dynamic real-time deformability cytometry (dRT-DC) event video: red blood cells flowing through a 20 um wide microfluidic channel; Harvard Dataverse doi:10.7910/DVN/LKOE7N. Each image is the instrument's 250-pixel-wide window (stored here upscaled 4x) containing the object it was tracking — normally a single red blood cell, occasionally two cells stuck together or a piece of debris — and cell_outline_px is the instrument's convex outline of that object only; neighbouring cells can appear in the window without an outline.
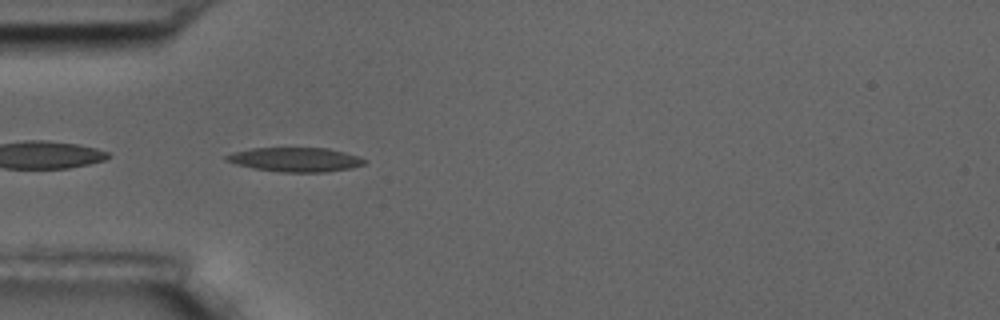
{"species": "common noctule bat (a hibernating species)", "species_latin": "Nyctalus noctula", "temperature_condition": "room temperature", "stored_images_in_passage": 5, "camera_frame_rate_fps": 3000, "um_per_image_px": 0.085, "animal": {"sex": "male", "body_mass_g": 17.5, "forearm_length_mm": 52.3}, "frame": {"image": 1, "passage_image": 4, "time_ms": 3.333, "image_size_px": [1000, 320], "cell_outline_px": [[368, 160], [364, 164], [352, 168], [328, 172], [284, 172], [252, 168], [236, 164], [224, 160], [224, 156], [232, 152], [252, 148], [328, 148], [360, 156]], "centroid_in_image_um": [25.12, 13.56], "position_along_channel_um": 59.9, "area_um2": 19.65}}